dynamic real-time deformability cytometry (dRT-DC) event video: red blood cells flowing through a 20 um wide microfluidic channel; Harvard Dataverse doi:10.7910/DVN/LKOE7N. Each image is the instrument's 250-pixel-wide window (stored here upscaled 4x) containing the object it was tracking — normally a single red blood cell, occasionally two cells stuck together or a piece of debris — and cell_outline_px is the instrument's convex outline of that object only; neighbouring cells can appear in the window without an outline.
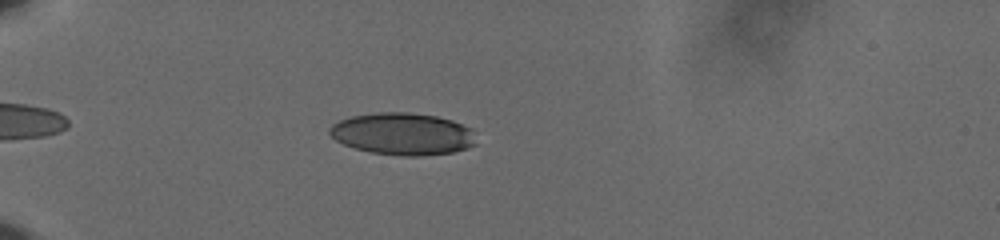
{"species": "human", "species_latin": "Homo sapiens", "temperature_condition": "cold", "stored_images_in_passage": 48, "camera_frame_rate_fps": 3000, "um_per_image_px": 0.085, "donor": {"sex": "male"}, "frame": {"image": 1, "passage_image": 8, "time_ms": 2.333, "image_size_px": [1000, 240], "cell_outline_px": [[476, 144], [468, 148], [452, 152], [420, 156], [404, 156], [372, 152], [356, 148], [344, 144], [336, 140], [328, 132], [328, 128], [332, 124], [340, 120], [352, 116], [376, 112], [408, 112], [436, 116], [452, 120], [472, 128]], "centroid_in_image_um": [34.24, 11.37], "position_along_channel_um": 50.8, "area_um2": 35.95}}
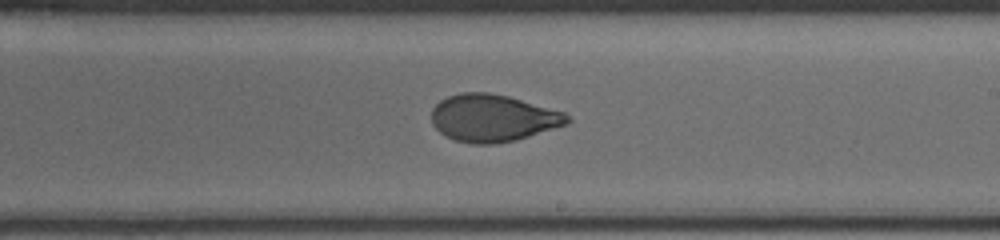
{"frame": {"image": 2, "passage_image": 27, "time_ms": 8.667, "image_size_px": [1000, 240], "cell_outline_px": [[572, 120], [568, 124], [516, 140], [496, 144], [472, 144], [456, 140], [440, 132], [432, 124], [432, 108], [440, 100], [448, 96], [460, 92], [488, 92], [508, 96], [564, 112]], "centroid_in_image_um": [41.89, 10.03], "position_along_channel_um": 247.1, "area_um2": 37.34}}
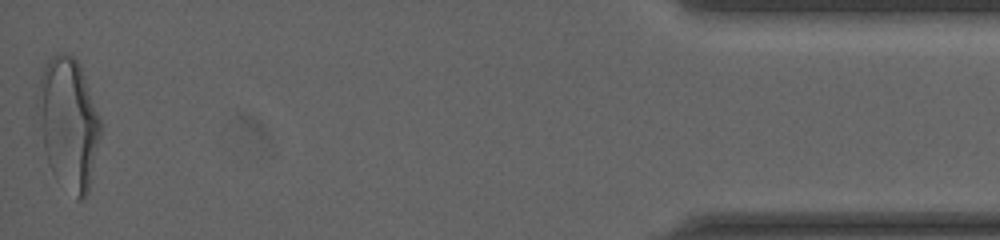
{"frame": {"image": 3, "passage_image": 48, "time_ms": 15.667, "image_size_px": [1000, 240], "cell_outline_px": [[100, 136], [88, 192], [84, 200], [76, 200], [52, 172], [44, 148], [36, 112], [36, 96], [40, 76], [44, 64], [56, 52], [72, 56], [80, 64], [100, 116]], "centroid_in_image_um": [5.8, 10.45], "position_along_channel_um": 429.4, "area_um2": 48.21}, "authors_computed_cell_mechanics": {"area_um2": 37.3966, "velocity_mm_per_s": 3.6357, "shape_relaxation_time_tau1_ms": 4.7824, "shape_relaxation_time_tau2_ms": 0.978, "deformation_change_tau1": 0.1642, "deformation_change_tau2": 0.06}}